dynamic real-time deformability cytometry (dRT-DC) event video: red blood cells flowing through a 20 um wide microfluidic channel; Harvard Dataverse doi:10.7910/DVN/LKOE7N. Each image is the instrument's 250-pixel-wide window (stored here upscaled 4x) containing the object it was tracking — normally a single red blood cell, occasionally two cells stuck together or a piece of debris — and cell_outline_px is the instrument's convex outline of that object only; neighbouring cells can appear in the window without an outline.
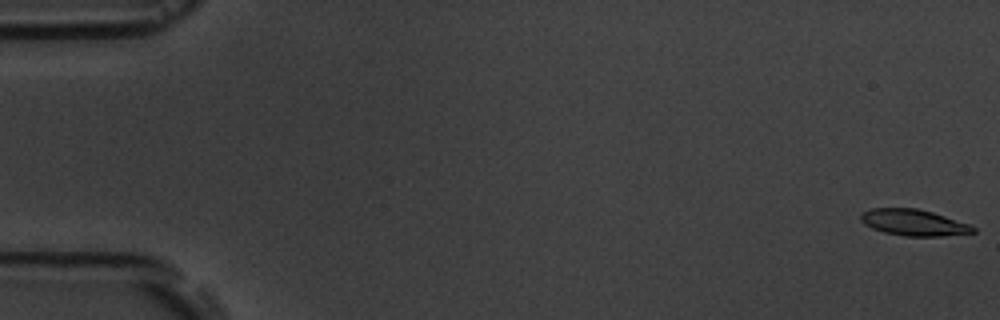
{"species": "common noctule bat (a hibernating species)", "species_latin": "Nyctalus noctula", "temperature_condition": "room temperature", "stored_images_in_passage": 7, "camera_frame_rate_fps": 3000, "um_per_image_px": 0.085, "animal": {"sex": "male", "body_mass_g": 19.5, "forearm_length_mm": 54.6}, "frame": {"image": 1, "passage_image": 1, "time_ms": 0.0, "image_size_px": [1000, 320], "cell_outline_px": [[976, 232], [944, 236], [904, 236], [884, 232], [872, 228], [864, 224], [860, 220], [860, 212], [872, 208], [916, 208], [932, 212], [968, 224], [976, 228]], "centroid_in_image_um": [77.62, 18.91], "position_along_channel_um": 7.4, "area_um2": 17.17}}
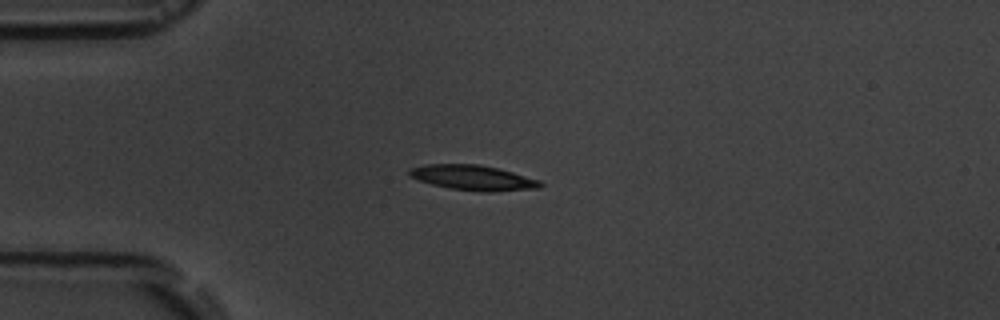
{"frame": {"image": 2, "passage_image": 5, "time_ms": 4.667, "image_size_px": [1000, 320], "cell_outline_px": [[544, 184], [540, 188], [492, 192], [484, 192], [452, 188], [432, 184], [420, 180], [412, 176], [408, 172], [408, 168], [424, 164], [480, 164], [512, 172], [540, 180]], "centroid_in_image_um": [40.24, 15.1], "position_along_channel_um": 44.8, "area_um2": 19.02}}
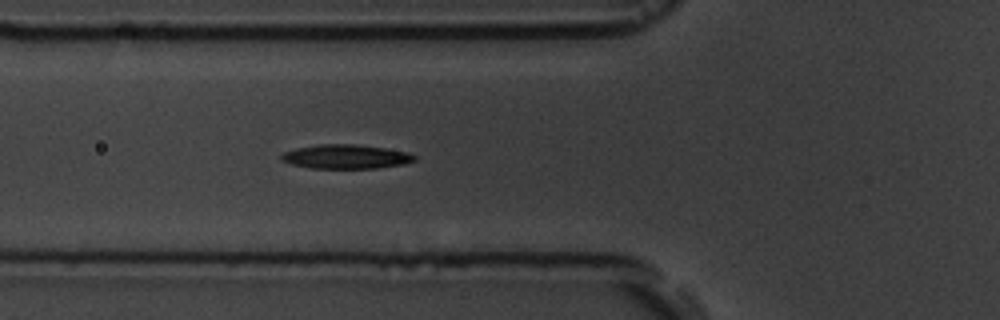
{"frame": {"image": 3, "passage_image": 7, "time_ms": 6.667, "image_size_px": [1000, 320], "cell_outline_px": [[416, 160], [404, 164], [376, 168], [312, 168], [292, 164], [280, 160], [280, 156], [284, 152], [296, 148], [320, 144], [356, 144], [384, 148], [408, 152], [416, 156]], "centroid_in_image_um": [29.4, 13.31], "position_along_channel_um": 96.4, "area_um2": 18.67}}